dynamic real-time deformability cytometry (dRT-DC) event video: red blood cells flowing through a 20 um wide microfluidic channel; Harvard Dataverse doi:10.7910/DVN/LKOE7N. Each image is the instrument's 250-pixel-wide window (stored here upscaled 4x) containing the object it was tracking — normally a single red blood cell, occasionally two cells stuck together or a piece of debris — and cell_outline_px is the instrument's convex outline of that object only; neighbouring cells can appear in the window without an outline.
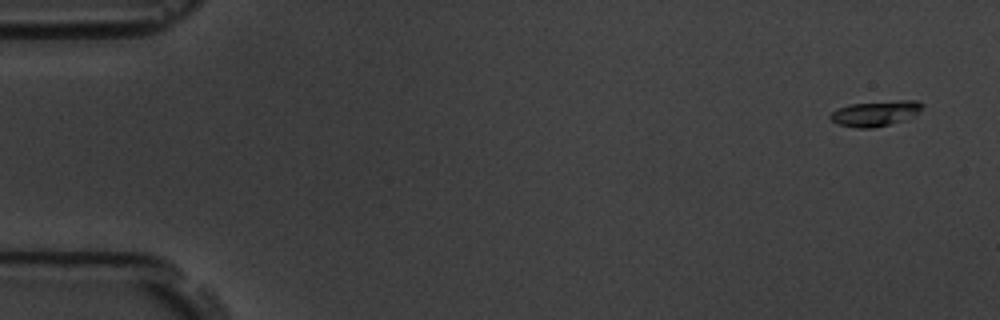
{"species": "common noctule bat (a hibernating species)", "species_latin": "Nyctalus noctula", "temperature_condition": "room temperature", "stored_images_in_passage": 4, "camera_frame_rate_fps": 3000, "um_per_image_px": 0.085, "animal": {"sex": "male", "body_mass_g": 19.5, "forearm_length_mm": 54.6}, "frame": {"image": 1, "passage_image": 1, "time_ms": 0.0, "image_size_px": [1000, 320], "cell_outline_px": [[924, 104], [912, 116], [904, 120], [872, 128], [856, 128], [836, 124], [828, 116], [836, 108], [848, 104], [900, 100], [916, 100]], "centroid_in_image_um": [74.34, 9.63], "position_along_channel_um": 10.7, "area_um2": 13.53}}